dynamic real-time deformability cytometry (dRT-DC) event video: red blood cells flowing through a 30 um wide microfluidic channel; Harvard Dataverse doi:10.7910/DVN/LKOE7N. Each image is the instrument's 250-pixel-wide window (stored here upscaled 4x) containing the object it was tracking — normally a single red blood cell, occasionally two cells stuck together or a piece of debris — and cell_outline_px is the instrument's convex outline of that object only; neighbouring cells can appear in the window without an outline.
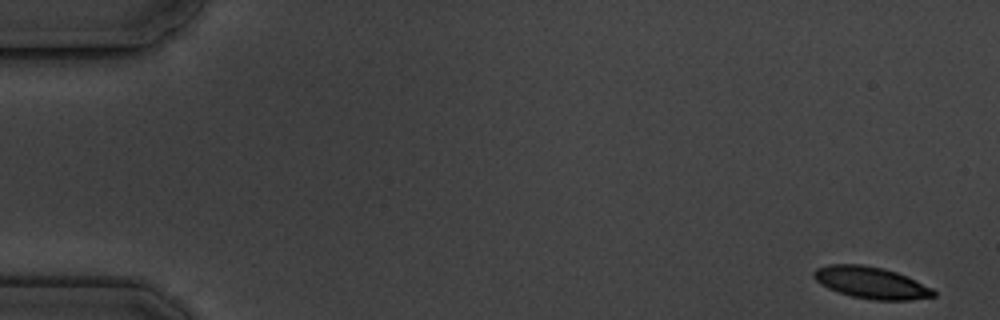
{"species": "common noctule bat (a hibernating species)", "species_latin": "Nyctalus noctula", "temperature_condition": "cold", "stored_images_in_passage": 8, "camera_frame_rate_fps": 3000, "um_per_image_px": 0.085, "animal": {"sex": "male", "body_mass_g": 19.5, "forearm_length_mm": 54.6}, "frame": {"image": 1, "passage_image": 1, "time_ms": 0.0, "image_size_px": [1000, 320], "cell_outline_px": [[936, 296], [912, 300], [872, 300], [852, 296], [828, 288], [820, 284], [812, 276], [812, 272], [816, 268], [828, 264], [864, 264], [884, 268], [896, 272], [916, 280], [932, 288], [936, 292]], "centroid_in_image_um": [74.04, 24.02], "position_along_channel_um": 11.0, "area_um2": 22.31}}
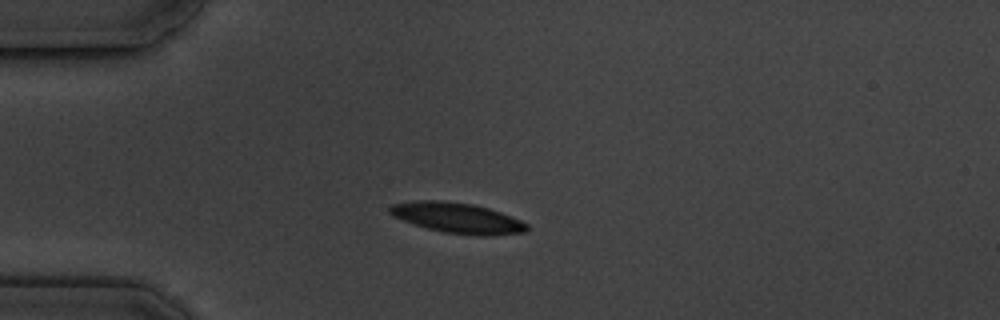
{"frame": {"image": 2, "passage_image": 5, "time_ms": 4.333, "image_size_px": [1000, 320], "cell_outline_px": [[528, 228], [524, 232], [488, 236], [476, 236], [444, 232], [412, 224], [392, 216], [388, 212], [388, 208], [392, 204], [416, 200], [440, 200], [472, 204], [488, 208], [512, 216], [528, 224]], "centroid_in_image_um": [38.85, 18.52], "position_along_channel_um": 46.2, "area_um2": 24.39}}